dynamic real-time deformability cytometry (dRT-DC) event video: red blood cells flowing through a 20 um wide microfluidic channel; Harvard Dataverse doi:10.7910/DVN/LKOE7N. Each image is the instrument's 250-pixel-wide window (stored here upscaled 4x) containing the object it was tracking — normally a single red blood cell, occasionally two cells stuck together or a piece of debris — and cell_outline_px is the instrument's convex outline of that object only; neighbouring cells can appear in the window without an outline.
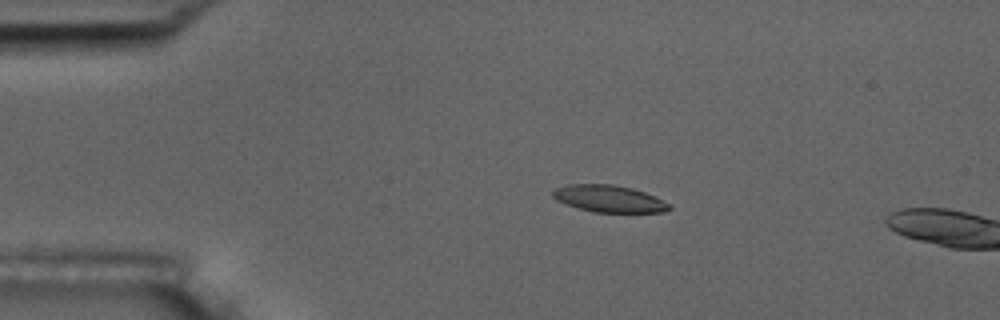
{"species": "common noctule bat (a hibernating species)", "species_latin": "Nyctalus noctula", "temperature_condition": "room temperature", "stored_images_in_passage": 4, "camera_frame_rate_fps": 3000, "um_per_image_px": 0.085, "animal": {"sex": "male", "body_mass_g": 17.5, "forearm_length_mm": 52.3}, "frame": {"image": 1, "passage_image": 3, "time_ms": 3.333, "image_size_px": [1000, 320], "cell_outline_px": [[672, 208], [664, 212], [592, 212], [556, 200], [552, 196], [552, 192], [556, 188], [568, 184], [612, 184], [632, 188], [656, 196], [672, 204]], "centroid_in_image_um": [51.82, 16.89], "position_along_channel_um": 33.2, "area_um2": 18.32}}